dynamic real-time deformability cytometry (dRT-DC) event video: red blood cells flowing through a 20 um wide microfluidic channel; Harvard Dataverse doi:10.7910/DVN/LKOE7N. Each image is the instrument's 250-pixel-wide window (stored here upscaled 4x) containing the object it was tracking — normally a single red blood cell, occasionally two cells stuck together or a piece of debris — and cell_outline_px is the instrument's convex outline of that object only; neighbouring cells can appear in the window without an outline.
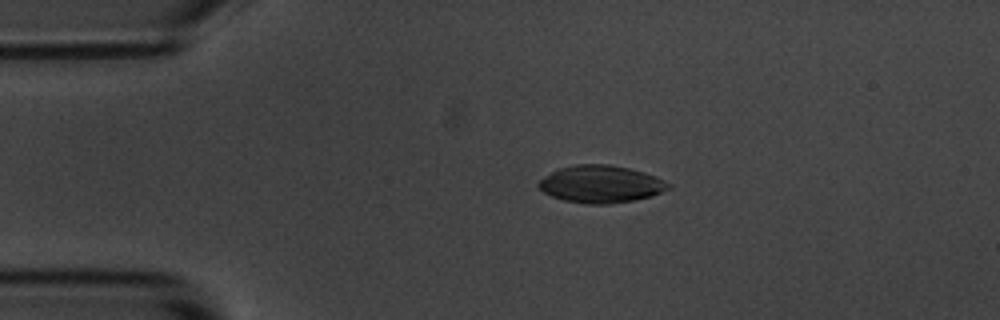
{"species": "common noctule bat (a hibernating species)", "species_latin": "Nyctalus noctula", "temperature_condition": "room temperature", "stored_images_in_passage": 4, "camera_frame_rate_fps": 3000, "um_per_image_px": 0.085, "animal": {"sex": "male", "body_mass_g": 20.1, "forearm_length_mm": 53.5}, "frame": {"image": 1, "passage_image": 2, "time_ms": 1.333, "image_size_px": [1000, 320], "cell_outline_px": [[672, 188], [652, 196], [636, 200], [608, 204], [584, 204], [564, 200], [552, 196], [544, 192], [536, 184], [544, 176], [556, 168], [576, 164], [608, 164], [628, 168], [644, 172], [656, 176], [672, 184]], "centroid_in_image_um": [51.09, 15.65], "position_along_channel_um": 33.9, "area_um2": 28.55}}
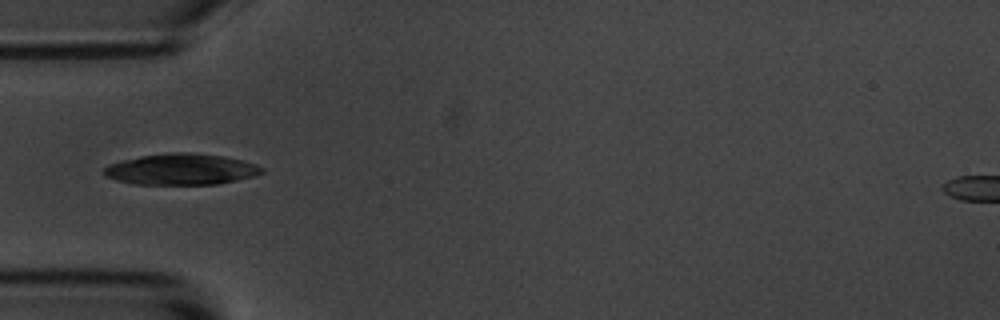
{"frame": {"image": 2, "passage_image": 4, "time_ms": 3.333, "image_size_px": [1000, 320], "cell_outline_px": [[264, 172], [256, 176], [216, 184], [136, 184], [116, 180], [104, 176], [100, 172], [108, 164], [140, 156], [172, 152], [188, 152], [224, 156], [256, 164], [264, 168]], "centroid_in_image_um": [15.38, 14.39], "position_along_channel_um": 69.6, "area_um2": 28.67}}